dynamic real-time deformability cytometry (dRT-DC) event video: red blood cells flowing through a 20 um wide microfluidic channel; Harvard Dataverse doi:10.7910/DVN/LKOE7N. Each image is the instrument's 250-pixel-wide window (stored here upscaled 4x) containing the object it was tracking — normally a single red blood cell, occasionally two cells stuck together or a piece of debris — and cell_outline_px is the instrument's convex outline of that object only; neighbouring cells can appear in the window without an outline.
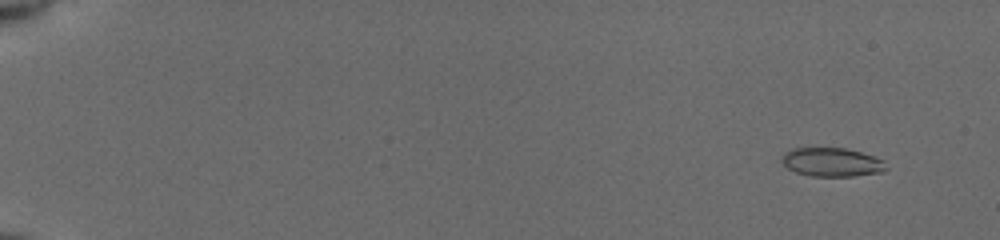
{"species": "common noctule bat (a hibernating species)", "species_latin": "Nyctalus noctula", "temperature_condition": "cold", "stored_images_in_passage": 55, "camera_frame_rate_fps": 3000, "um_per_image_px": 0.085, "animal": {"sex": "female", "body_mass_g": 19.5, "forearm_length_mm": 54.1}, "frame": {"image": 1, "passage_image": 5, "time_ms": 1.333, "image_size_px": [1000, 240], "cell_outline_px": [[888, 168], [884, 172], [852, 176], [812, 176], [796, 172], [788, 168], [780, 160], [784, 152], [792, 148], [844, 148], [860, 152], [884, 160]], "centroid_in_image_um": [70.71, 13.78], "position_along_channel_um": 14.3, "area_um2": 17.51}}
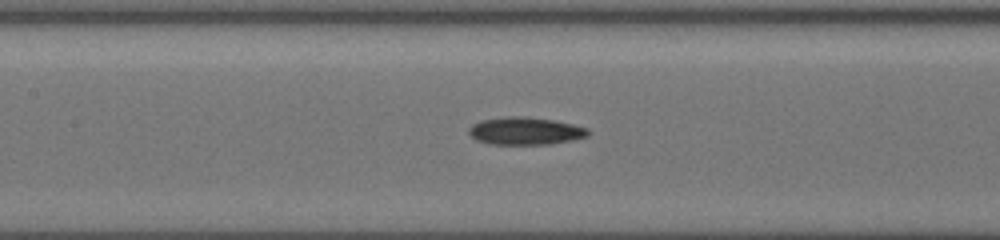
{"frame": {"image": 2, "passage_image": 29, "time_ms": 9.333, "image_size_px": [1000, 240], "cell_outline_px": [[588, 136], [572, 140], [552, 144], [488, 144], [476, 140], [468, 132], [468, 128], [472, 124], [480, 120], [508, 116], [524, 116], [552, 120], [572, 124], [588, 128]], "centroid_in_image_um": [44.62, 11.13], "position_along_channel_um": 162.8, "area_um2": 19.19}}
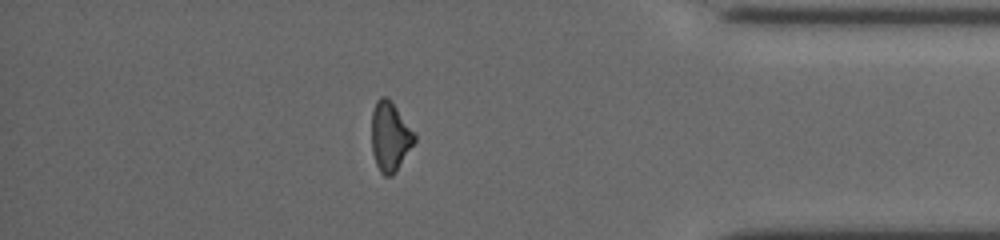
{"frame": {"image": 3, "passage_image": 49, "time_ms": 16.0, "image_size_px": [1000, 240], "cell_outline_px": [[416, 140], [396, 172], [392, 176], [384, 176], [380, 172], [376, 164], [372, 152], [372, 112], [376, 100], [380, 96], [384, 96], [396, 108], [416, 136]], "centroid_in_image_um": [33.13, 11.65], "position_along_channel_um": 402.1, "area_um2": 17.05}, "authors_computed_cell_mechanics": {"area_um2": 17.7446, "velocity_mm_per_s": 3.9429, "shape_relaxation_time_tau1_ms": 3.3904, "shape_relaxation_time_tau2_ms": 3.7541, "deformation_change_tau1": 0.1017, "deformation_change_tau2": 0.1253}}